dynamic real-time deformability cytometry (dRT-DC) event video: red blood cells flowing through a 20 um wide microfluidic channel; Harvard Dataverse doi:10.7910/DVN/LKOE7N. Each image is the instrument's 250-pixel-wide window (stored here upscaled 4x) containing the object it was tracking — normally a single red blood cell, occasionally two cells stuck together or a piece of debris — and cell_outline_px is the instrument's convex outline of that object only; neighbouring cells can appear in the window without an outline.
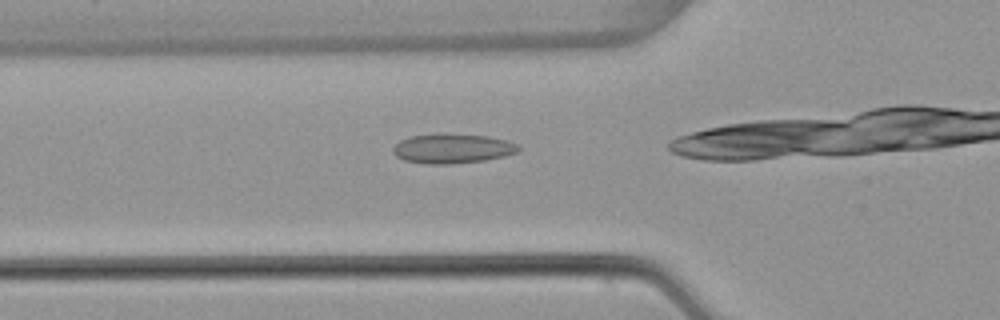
{"species": "common noctule bat (a hibernating species)", "species_latin": "Nyctalus noctula", "temperature_condition": "warm", "stored_images_in_passage": 25, "camera_frame_rate_fps": 3000, "um_per_image_px": 0.085, "animal": {"sex": "female", "body_mass_g": 22.7, "forearm_length_mm": 54.2}, "frame": {"image": 1, "passage_image": 12, "time_ms": 3.667, "image_size_px": [1000, 320], "cell_outline_px": [[520, 148], [516, 152], [504, 156], [484, 160], [452, 164], [424, 164], [404, 160], [396, 156], [392, 152], [392, 148], [400, 140], [408, 136], [488, 136], [508, 140], [516, 144]], "centroid_in_image_um": [38.43, 12.67], "position_along_channel_um": 87.4, "area_um2": 20.87}}
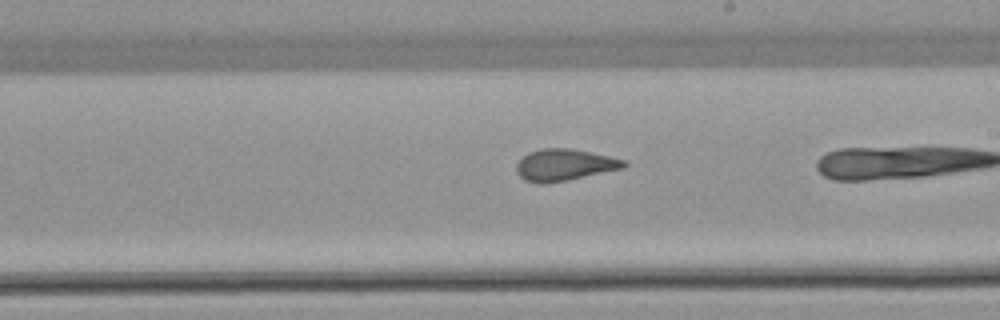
{"frame": {"image": 2, "passage_image": 24, "time_ms": 7.667, "image_size_px": [1000, 320], "cell_outline_px": [[628, 164], [624, 168], [568, 180], [544, 184], [540, 184], [524, 180], [516, 172], [516, 164], [528, 152], [540, 148], [568, 148], [628, 160]], "centroid_in_image_um": [47.97, 14.02], "position_along_channel_um": 241.0, "area_um2": 19.88}}